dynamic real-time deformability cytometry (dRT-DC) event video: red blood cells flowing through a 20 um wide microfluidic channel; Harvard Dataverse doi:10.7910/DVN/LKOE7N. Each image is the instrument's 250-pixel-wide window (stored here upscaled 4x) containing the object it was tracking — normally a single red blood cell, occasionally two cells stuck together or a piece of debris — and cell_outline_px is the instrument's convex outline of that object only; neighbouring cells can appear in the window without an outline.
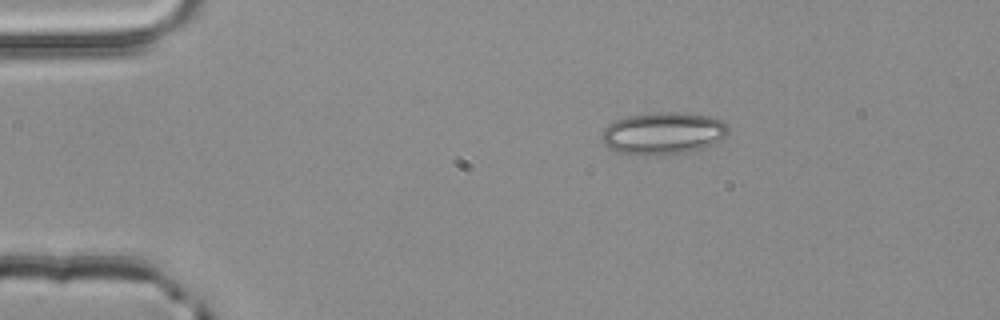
{"species": "common noctule bat (a hibernating species)", "species_latin": "Nyctalus noctula", "temperature_condition": "room temperature", "stored_images_in_passage": 43, "camera_frame_rate_fps": 3000, "um_per_image_px": 0.085, "animal": {"sex": "male", "body_mass_g": 20.4}, "frame": {"image": 1, "passage_image": 1, "time_ms": 0.0, "image_size_px": [1000, 320], "cell_outline_px": [[728, 132], [720, 140], [700, 148], [684, 152], [664, 156], [644, 156], [616, 152], [608, 148], [604, 144], [600, 136], [604, 128], [608, 124], [616, 120], [628, 116], [656, 112], [684, 112], [708, 116], [720, 120], [728, 124]], "centroid_in_image_um": [56.31, 11.34], "position_along_channel_um": 28.7, "area_um2": 31.39}}
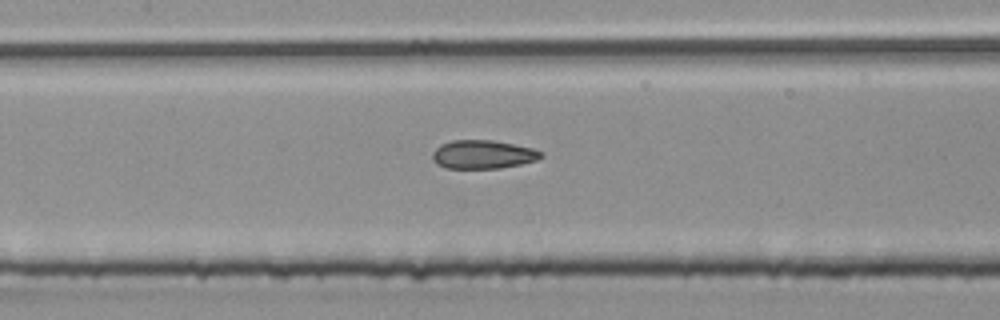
{"frame": {"image": 2, "passage_image": 16, "time_ms": 5.0, "image_size_px": [1000, 320], "cell_outline_px": [[544, 156], [536, 160], [520, 164], [500, 168], [444, 168], [436, 164], [432, 160], [432, 152], [440, 144], [452, 140], [492, 140], [532, 148], [544, 152]], "centroid_in_image_um": [41.02, 13.13], "position_along_channel_um": 166.4, "area_um2": 18.15}}
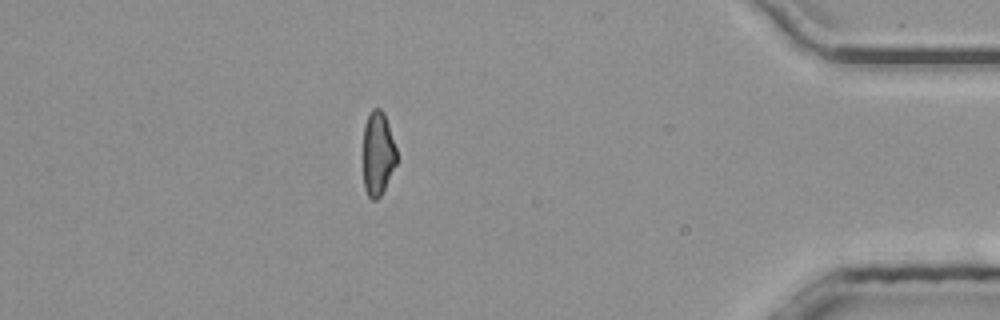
{"frame": {"image": 3, "passage_image": 37, "time_ms": 12.0, "image_size_px": [1000, 320], "cell_outline_px": [[396, 164], [380, 196], [376, 200], [372, 200], [368, 196], [364, 188], [364, 124], [372, 108], [380, 108], [384, 112], [396, 148]], "centroid_in_image_um": [32.11, 13.04], "position_along_channel_um": 403.1, "area_um2": 16.18}, "authors_computed_cell_mechanics": {"area_um2": 17.6868, "velocity_mm_per_s": 4.0463, "shape_relaxation_time_tau1_ms": null, "shape_relaxation_time_tau2_ms": 2.2083, "deformation_change_tau1": null, "deformation_change_tau2": 0.0973}}